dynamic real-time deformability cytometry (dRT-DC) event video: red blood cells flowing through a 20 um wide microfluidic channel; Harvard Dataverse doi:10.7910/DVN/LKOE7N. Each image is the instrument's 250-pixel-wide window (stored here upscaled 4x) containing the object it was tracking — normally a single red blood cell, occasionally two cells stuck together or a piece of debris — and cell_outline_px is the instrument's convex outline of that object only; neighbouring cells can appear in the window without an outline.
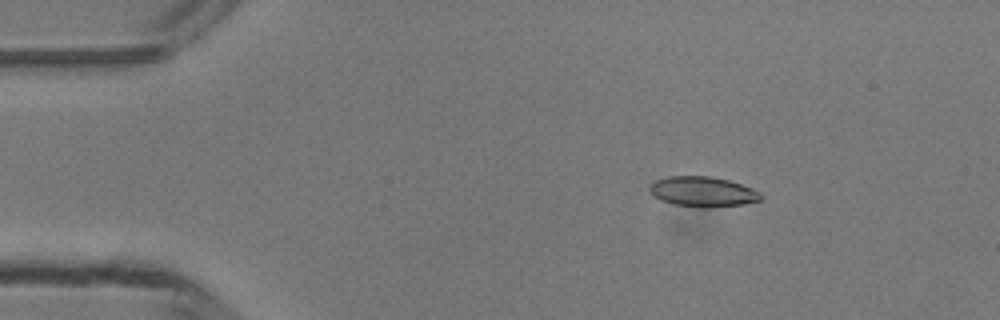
{"species": "common noctule bat (a hibernating species)", "species_latin": "Nyctalus noctula", "temperature_condition": "room temperature", "stored_images_in_passage": 42, "camera_frame_rate_fps": 3000, "um_per_image_px": 0.085, "animal": {"sex": "male", "body_mass_g": 13.3}, "frame": {"image": 1, "passage_image": 1, "time_ms": 0.0, "image_size_px": [1000, 320], "cell_outline_px": [[764, 200], [744, 204], [708, 208], [700, 208], [672, 204], [660, 200], [648, 188], [656, 180], [668, 176], [712, 176], [728, 180], [752, 188], [760, 192], [764, 196]], "centroid_in_image_um": [59.79, 16.31], "position_along_channel_um": 25.2, "area_um2": 19.71}}
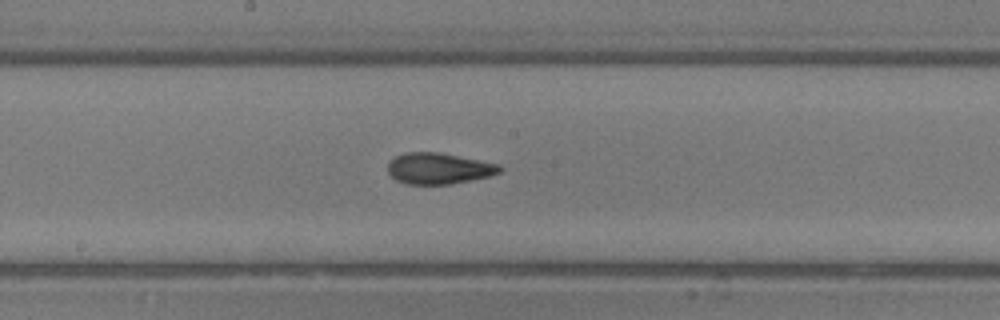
{"frame": {"image": 2, "passage_image": 19, "time_ms": 6.0, "image_size_px": [1000, 320], "cell_outline_px": [[504, 168], [500, 172], [488, 176], [452, 184], [408, 184], [396, 180], [388, 172], [388, 164], [396, 156], [404, 152], [440, 152], [500, 164]], "centroid_in_image_um": [37.31, 14.31], "position_along_channel_um": 210.9, "area_um2": 20.29}}
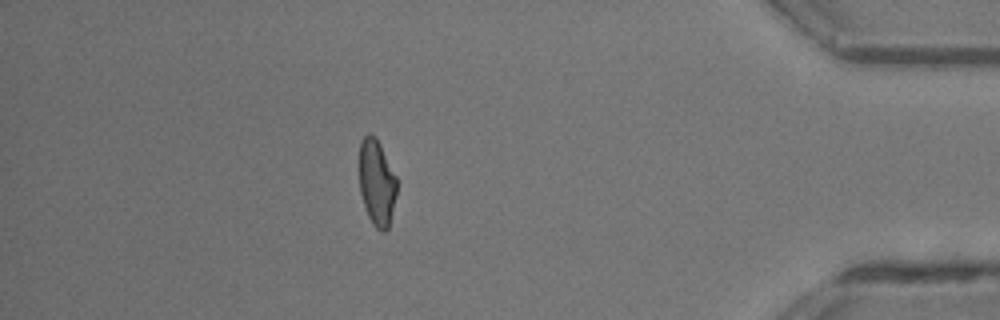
{"frame": {"image": 3, "passage_image": 36, "time_ms": 11.667, "image_size_px": [1000, 320], "cell_outline_px": [[396, 196], [388, 228], [384, 232], [380, 232], [372, 224], [368, 216], [360, 192], [360, 140], [368, 132], [376, 136], [396, 176]], "centroid_in_image_um": [32.02, 15.51], "position_along_channel_um": 403.2, "area_um2": 18.79}, "authors_computed_cell_mechanics": {"area_um2": 19.9699, "velocity_mm_per_s": 4.2253, "shape_relaxation_time_tau1_ms": 4.7638, "shape_relaxation_time_tau2_ms": 1.6543, "deformation_change_tau1": 0.1447, "deformation_change_tau2": 0.0849}}